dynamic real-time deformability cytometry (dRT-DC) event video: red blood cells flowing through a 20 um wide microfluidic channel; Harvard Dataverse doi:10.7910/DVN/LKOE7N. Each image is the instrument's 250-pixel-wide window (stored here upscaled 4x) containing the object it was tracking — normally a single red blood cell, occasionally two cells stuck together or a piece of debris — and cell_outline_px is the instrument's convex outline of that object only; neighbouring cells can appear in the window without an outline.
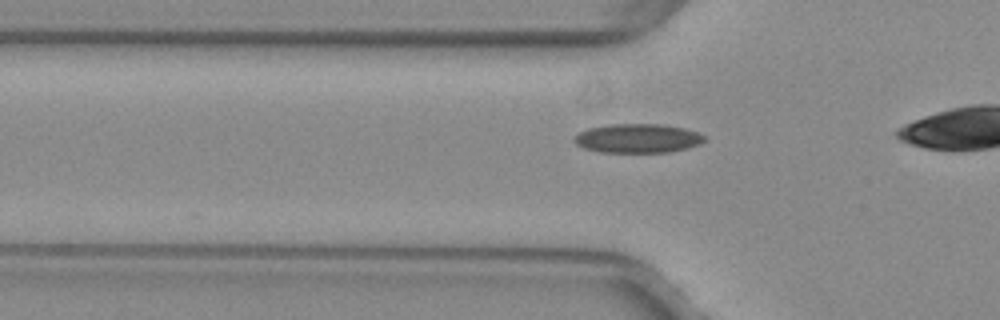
{"species": "common noctule bat (a hibernating species)", "species_latin": "Nyctalus noctula", "temperature_condition": "warm", "stored_images_in_passage": 10, "camera_frame_rate_fps": 3000, "um_per_image_px": 0.085, "animal": {"sex": "female", "body_mass_g": 29.2, "forearm_length_mm": 56.3}, "frame": {"image": 1, "passage_image": 4, "time_ms": 1.0, "image_size_px": [1000, 320], "cell_outline_px": [[708, 140], [700, 144], [688, 148], [668, 152], [600, 152], [584, 148], [576, 144], [572, 140], [580, 132], [588, 128], [608, 124], [664, 124], [684, 128], [708, 136]], "centroid_in_image_um": [54.25, 11.75], "position_along_channel_um": 71.6, "area_um2": 22.25}}
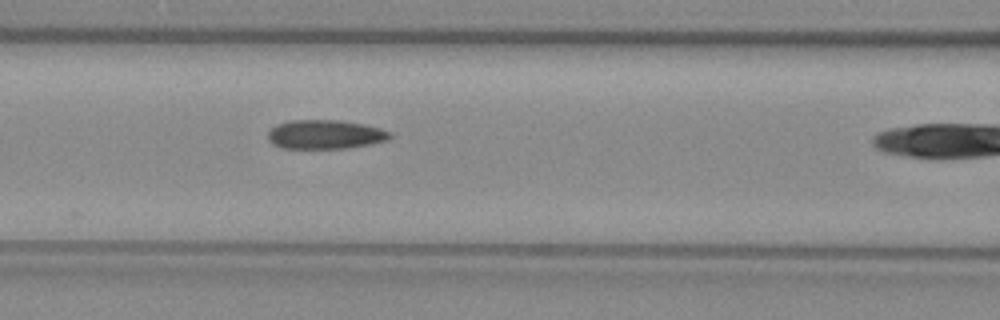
{"frame": {"image": 2, "passage_image": 9, "time_ms": 2.667, "image_size_px": [1000, 320], "cell_outline_px": [[392, 136], [388, 140], [372, 144], [348, 148], [280, 148], [272, 144], [268, 140], [268, 132], [276, 124], [292, 120], [340, 120], [364, 124], [380, 128], [392, 132]], "centroid_in_image_um": [27.66, 11.43], "position_along_channel_um": 138.9, "area_um2": 20.87}}